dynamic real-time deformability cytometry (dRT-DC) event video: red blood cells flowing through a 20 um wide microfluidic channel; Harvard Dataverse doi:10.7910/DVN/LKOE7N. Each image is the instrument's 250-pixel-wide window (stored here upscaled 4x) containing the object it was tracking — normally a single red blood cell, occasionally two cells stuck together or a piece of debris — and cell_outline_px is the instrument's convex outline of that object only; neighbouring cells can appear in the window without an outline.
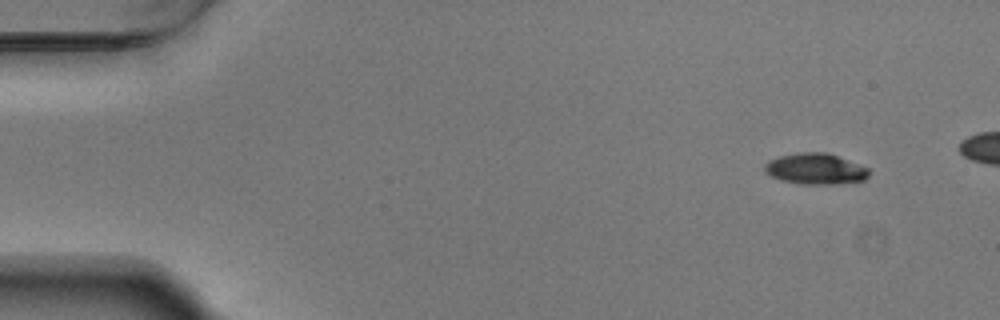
{"species": "Egyptian fruit bat (a non-hibernating species)", "species_latin": "Rousettus aegyptiacus", "temperature_condition": "warm", "stored_images_in_passage": 22, "camera_frame_rate_fps": 3000, "um_per_image_px": 0.085, "animal": {"sex": "male"}, "frame": {"image": 1, "passage_image": 1, "time_ms": 0.0, "image_size_px": [1000, 320], "cell_outline_px": [[868, 176], [864, 180], [832, 184], [800, 184], [780, 180], [764, 172], [764, 164], [768, 160], [780, 156], [800, 152], [828, 152], [868, 168]], "centroid_in_image_um": [69.27, 14.35], "position_along_channel_um": 15.7, "area_um2": 18.79}}
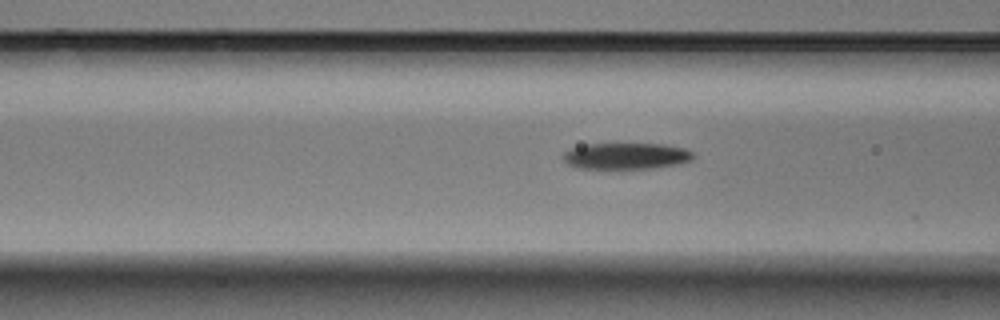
{"frame": {"image": 2, "passage_image": 18, "time_ms": 5.667, "image_size_px": [1000, 320], "cell_outline_px": [[696, 156], [692, 160], [680, 164], [656, 168], [576, 168], [568, 164], [564, 160], [564, 152], [572, 148], [584, 144], [660, 144], [684, 148], [696, 152]], "centroid_in_image_um": [53.29, 13.26], "position_along_channel_um": 113.3, "area_um2": 20.06}}
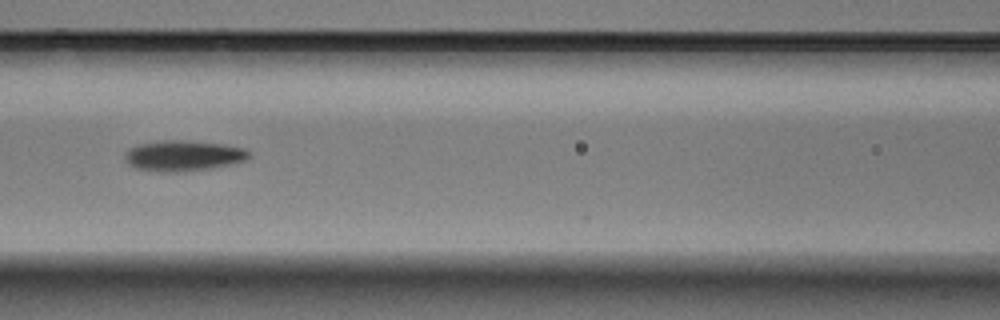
{"frame": {"image": 3, "passage_image": 21, "time_ms": 6.667, "image_size_px": [1000, 320], "cell_outline_px": [[252, 152], [244, 160], [212, 168], [176, 172], [160, 172], [136, 168], [128, 164], [124, 160], [124, 152], [140, 144], [164, 140], [184, 140], [224, 144], [244, 148]], "centroid_in_image_um": [15.56, 13.23], "position_along_channel_um": 151.0, "area_um2": 22.02}}